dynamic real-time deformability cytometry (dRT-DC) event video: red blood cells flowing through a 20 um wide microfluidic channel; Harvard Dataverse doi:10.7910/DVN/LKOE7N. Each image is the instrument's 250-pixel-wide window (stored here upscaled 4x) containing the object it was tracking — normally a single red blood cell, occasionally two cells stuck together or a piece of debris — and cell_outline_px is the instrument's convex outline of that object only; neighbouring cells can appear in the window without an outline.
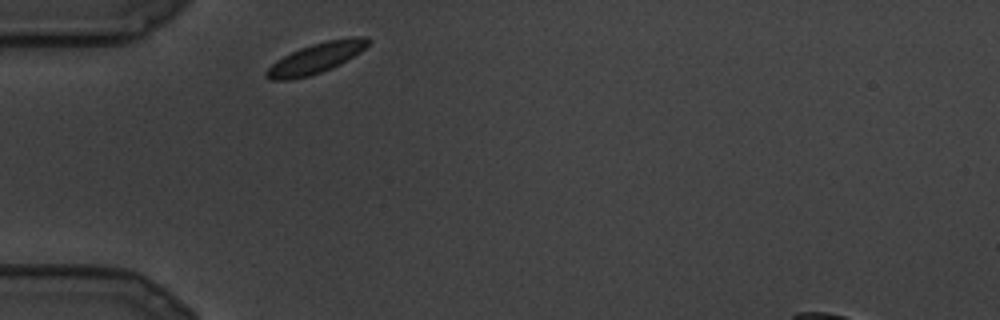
{"species": "common noctule bat (a hibernating species)", "species_latin": "Nyctalus noctula", "temperature_condition": "cold", "stored_images_in_passage": 3, "camera_frame_rate_fps": 3000, "um_per_image_px": 0.085, "animal": {"sex": "male", "body_mass_g": 19.5, "forearm_length_mm": 54.6}, "frame": {"image": 1, "passage_image": 1, "time_ms": 0.0, "image_size_px": [1000, 320], "cell_outline_px": [[372, 40], [360, 52], [340, 64], [320, 72], [308, 76], [288, 80], [272, 80], [264, 76], [264, 72], [276, 60], [300, 48], [312, 44], [328, 40], [348, 36], [368, 36]], "centroid_in_image_um": [26.88, 4.92], "position_along_channel_um": 58.1, "area_um2": 17.92}}
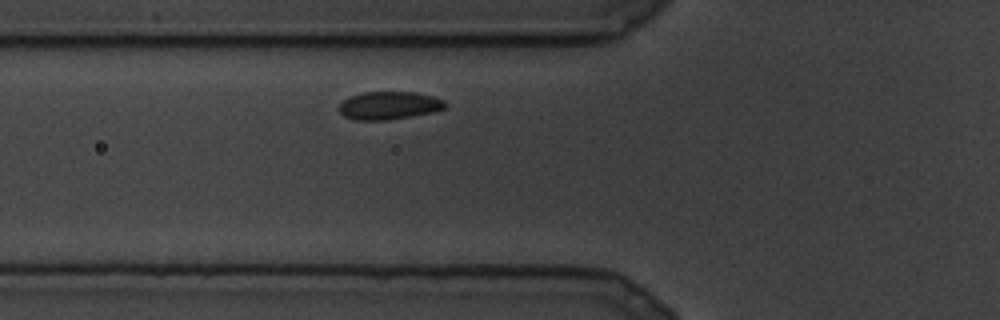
{"frame": {"image": 2, "passage_image": 3, "time_ms": 0.667, "image_size_px": [1000, 320], "cell_outline_px": [[448, 108], [436, 112], [412, 116], [384, 120], [356, 120], [344, 116], [340, 112], [340, 104], [344, 100], [352, 96], [364, 92], [416, 92], [432, 96], [444, 100], [448, 104]], "centroid_in_image_um": [33.15, 8.97], "position_along_channel_um": 92.6, "area_um2": 17.34}}